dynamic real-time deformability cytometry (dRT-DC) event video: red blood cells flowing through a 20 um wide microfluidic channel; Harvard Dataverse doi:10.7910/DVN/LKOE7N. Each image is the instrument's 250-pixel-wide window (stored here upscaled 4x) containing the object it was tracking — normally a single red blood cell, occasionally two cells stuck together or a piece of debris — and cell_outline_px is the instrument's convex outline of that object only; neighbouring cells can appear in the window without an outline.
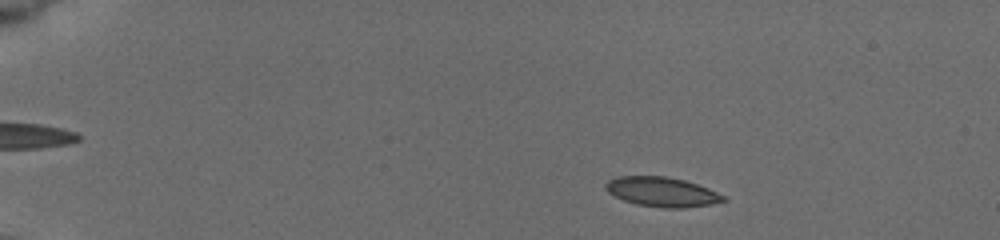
{"species": "common noctule bat (a hibernating species)", "species_latin": "Nyctalus noctula", "temperature_condition": "cold", "stored_images_in_passage": 68, "camera_frame_rate_fps": 3000, "um_per_image_px": 0.085, "animal": {"sex": "female", "body_mass_g": 19.5, "forearm_length_mm": 54.1}, "frame": {"image": 1, "passage_image": 7, "time_ms": 2.333, "image_size_px": [1000, 240], "cell_outline_px": [[728, 200], [712, 204], [680, 208], [664, 208], [636, 204], [624, 200], [608, 192], [604, 188], [604, 184], [608, 180], [616, 176], [664, 176], [684, 180], [708, 188], [728, 196]], "centroid_in_image_um": [56.28, 16.31], "position_along_channel_um": 28.7, "area_um2": 20.4}}
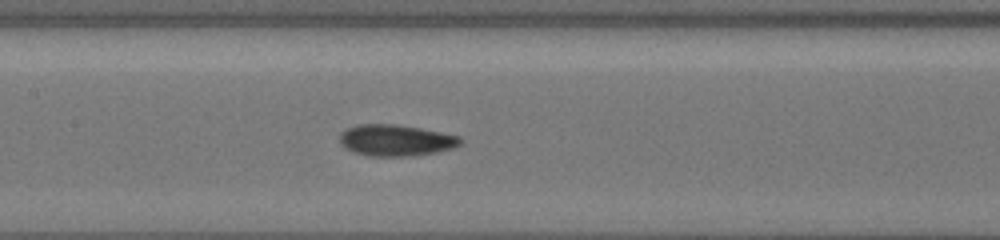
{"frame": {"image": 2, "passage_image": 33, "time_ms": 8.667, "image_size_px": [1000, 240], "cell_outline_px": [[464, 140], [460, 144], [452, 148], [436, 152], [416, 156], [372, 156], [352, 152], [344, 148], [340, 144], [340, 132], [348, 128], [360, 124], [396, 124], [420, 128], [460, 136]], "centroid_in_image_um": [33.64, 11.93], "position_along_channel_um": 173.8, "area_um2": 22.2}}
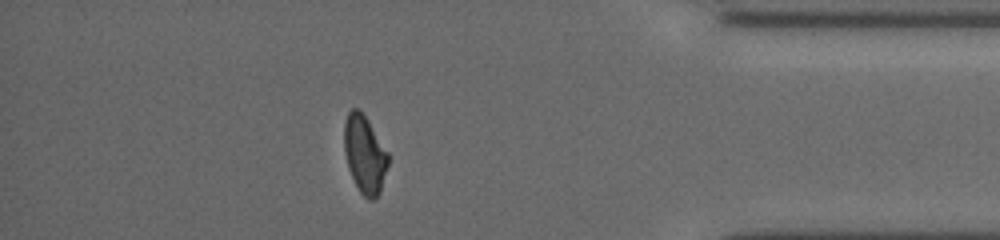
{"frame": {"image": 3, "passage_image": 60, "time_ms": 15.333, "image_size_px": [1000, 240], "cell_outline_px": [[388, 164], [380, 192], [372, 200], [368, 200], [360, 192], [348, 168], [344, 152], [344, 120], [348, 112], [352, 108], [356, 108], [368, 120], [388, 152]], "centroid_in_image_um": [30.98, 13.11], "position_along_channel_um": 404.2, "area_um2": 19.77}, "authors_computed_cell_mechanics": {"area_um2": 21.0392, "velocity_mm_per_s": 3.8515, "shape_relaxation_time_tau1_ms": 7.0338, "shape_relaxation_time_tau2_ms": 2.8441, "deformation_change_tau1": 0.1657, "deformation_change_tau2": 0.078}}